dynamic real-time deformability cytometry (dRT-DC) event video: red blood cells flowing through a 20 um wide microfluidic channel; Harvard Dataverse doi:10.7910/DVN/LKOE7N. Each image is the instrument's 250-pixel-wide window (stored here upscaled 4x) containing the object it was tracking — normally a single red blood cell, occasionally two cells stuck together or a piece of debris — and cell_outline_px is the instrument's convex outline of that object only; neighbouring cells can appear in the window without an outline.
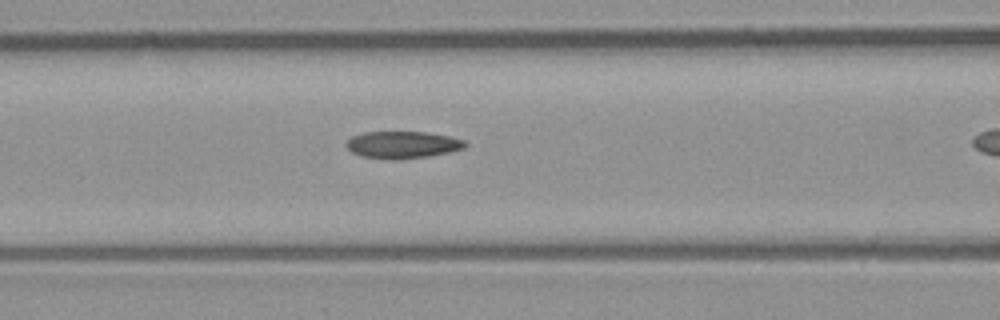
{"species": "common noctule bat (a hibernating species)", "species_latin": "Nyctalus noctula", "temperature_condition": "room temperature", "stored_images_in_passage": 17, "camera_frame_rate_fps": 3000, "um_per_image_px": 0.085, "animal": {"sex": "male", "body_mass_g": 23.1, "forearm_length_mm": 52.7}, "frame": {"image": 1, "passage_image": 8, "time_ms": 2.333, "image_size_px": [1000, 320], "cell_outline_px": [[468, 144], [464, 148], [452, 152], [428, 156], [400, 160], [392, 160], [364, 156], [352, 152], [344, 144], [352, 136], [364, 132], [424, 132], [448, 136], [464, 140]], "centroid_in_image_um": [34.23, 12.31], "position_along_channel_um": 132.4, "area_um2": 18.79}}